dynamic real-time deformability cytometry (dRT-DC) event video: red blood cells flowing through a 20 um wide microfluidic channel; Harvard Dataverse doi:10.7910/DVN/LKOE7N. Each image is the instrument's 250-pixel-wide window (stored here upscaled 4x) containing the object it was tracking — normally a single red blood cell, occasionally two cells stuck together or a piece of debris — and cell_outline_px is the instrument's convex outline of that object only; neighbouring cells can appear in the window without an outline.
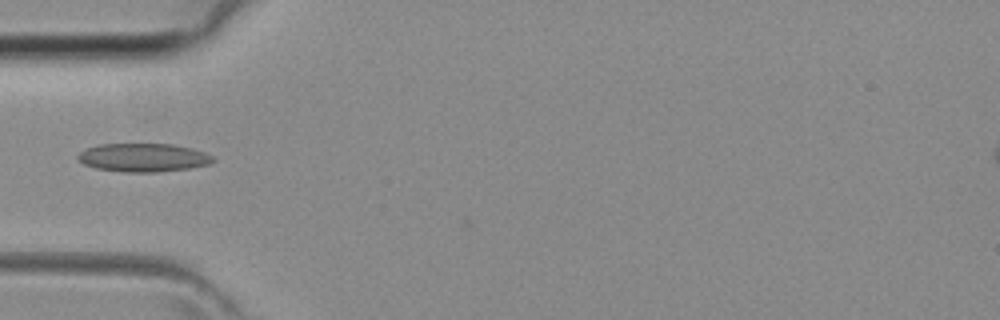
{"species": "common noctule bat (a hibernating species)", "species_latin": "Nyctalus noctula", "temperature_condition": "room temperature", "stored_images_in_passage": 2, "camera_frame_rate_fps": 3000, "um_per_image_px": 0.085, "animal": {"sex": "female", "body_mass_g": 29.2, "forearm_length_mm": 56.3}, "frame": {"image": 1, "passage_image": 1, "time_ms": 0.0, "image_size_px": [1000, 320], "cell_outline_px": [[216, 160], [212, 164], [188, 168], [156, 172], [124, 172], [96, 168], [84, 164], [76, 160], [76, 156], [80, 152], [88, 148], [100, 144], [172, 144], [192, 148], [204, 152], [212, 156]], "centroid_in_image_um": [12.19, 13.39], "position_along_channel_um": 72.8, "area_um2": 22.43}}